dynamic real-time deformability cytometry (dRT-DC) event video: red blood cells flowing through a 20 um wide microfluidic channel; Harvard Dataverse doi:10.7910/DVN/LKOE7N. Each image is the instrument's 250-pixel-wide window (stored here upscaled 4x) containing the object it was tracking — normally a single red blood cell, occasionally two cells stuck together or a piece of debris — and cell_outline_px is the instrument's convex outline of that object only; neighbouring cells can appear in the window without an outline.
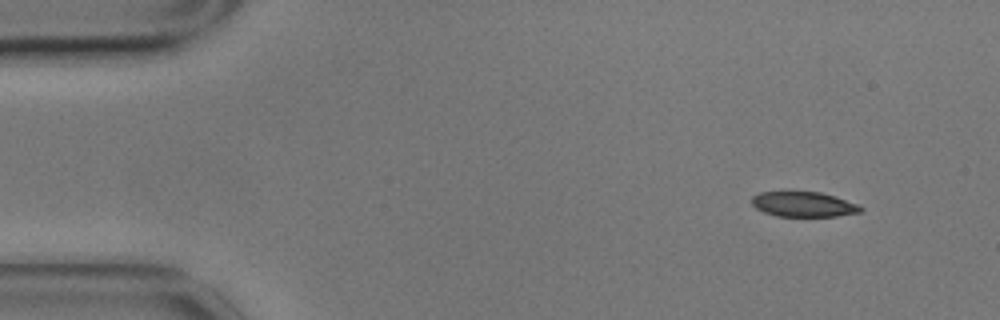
{"species": "common noctule bat (a hibernating species)", "species_latin": "Nyctalus noctula", "temperature_condition": "cold", "stored_images_in_passage": 53, "camera_frame_rate_fps": 3000, "um_per_image_px": 0.085, "animal": {"sex": "male", "body_mass_g": 17.9}, "frame": {"image": 1, "passage_image": 1, "time_ms": 0.0, "image_size_px": [1000, 320], "cell_outline_px": [[864, 208], [860, 212], [836, 216], [776, 216], [764, 212], [756, 208], [752, 204], [752, 196], [760, 192], [820, 192], [836, 196], [856, 204]], "centroid_in_image_um": [68.29, 17.36], "position_along_channel_um": 16.7, "area_um2": 15.78}}
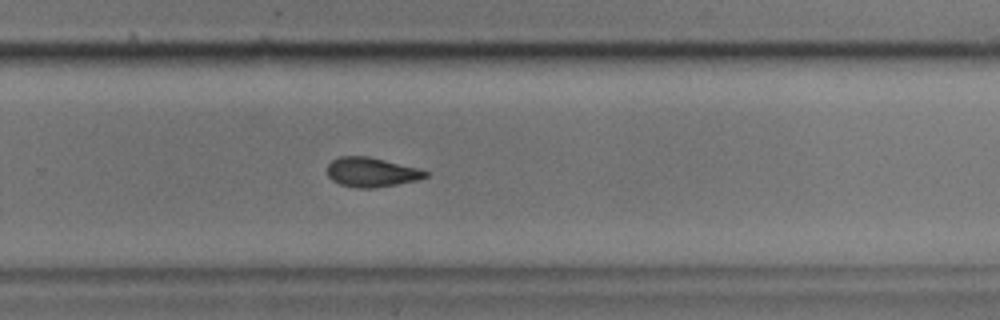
{"frame": {"image": 2, "passage_image": 33, "time_ms": 10.667, "image_size_px": [1000, 320], "cell_outline_px": [[428, 176], [420, 180], [376, 188], [356, 188], [340, 184], [332, 180], [328, 176], [328, 164], [332, 160], [340, 156], [368, 156], [420, 168], [428, 172]], "centroid_in_image_um": [31.61, 14.64], "position_along_channel_um": 298.2, "area_um2": 17.05}}
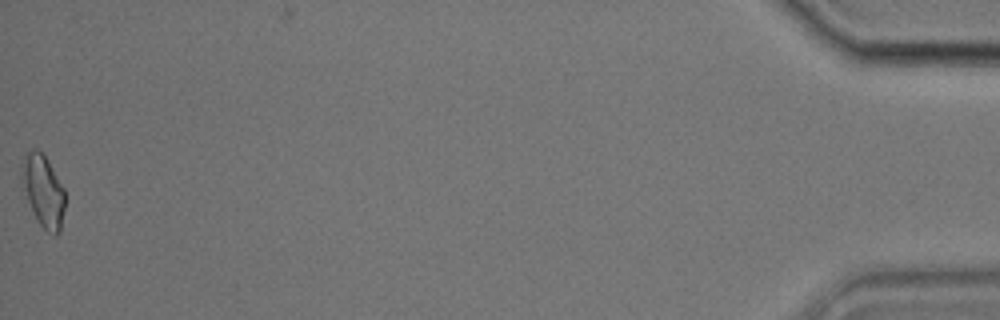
{"frame": {"image": 3, "passage_image": 53, "time_ms": 17.333, "image_size_px": [1000, 320], "cell_outline_px": [[64, 208], [60, 232], [56, 236], [52, 236], [36, 220], [20, 184], [20, 164], [24, 152], [32, 148], [36, 148], [48, 160], [64, 188]], "centroid_in_image_um": [3.62, 16.19], "position_along_channel_um": 431.6, "area_um2": 18.67}, "authors_computed_cell_mechanics": {"area_um2": 17.1088, "velocity_mm_per_s": 3.4849, "shape_relaxation_time_tau1_ms": 6.4338, "shape_relaxation_time_tau2_ms": 5.5088, "deformation_change_tau1": 0.1613, "deformation_change_tau2": 0.1287}}